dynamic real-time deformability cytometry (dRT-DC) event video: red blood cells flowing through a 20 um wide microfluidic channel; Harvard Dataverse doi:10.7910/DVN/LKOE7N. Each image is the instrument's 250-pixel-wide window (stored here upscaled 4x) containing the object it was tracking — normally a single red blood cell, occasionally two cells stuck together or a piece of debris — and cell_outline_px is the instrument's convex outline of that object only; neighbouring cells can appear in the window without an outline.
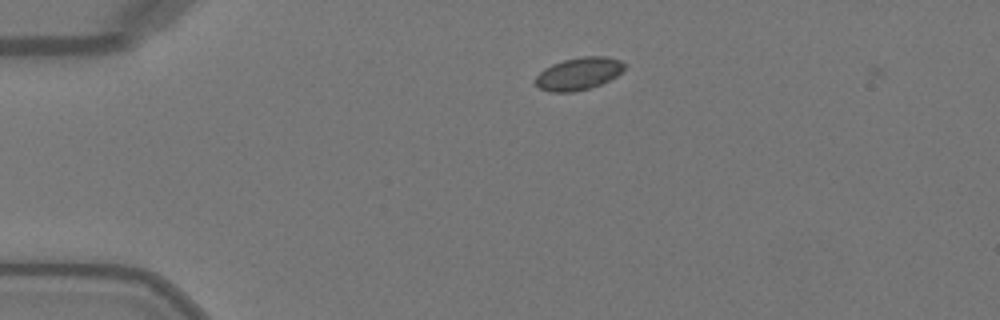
{"species": "Egyptian fruit bat (a non-hibernating species)", "species_latin": "Rousettus aegyptiacus", "temperature_condition": "warm", "stored_images_in_passage": 4, "camera_frame_rate_fps": 3000, "um_per_image_px": 0.085, "animal": {"sex": "female"}, "frame": {"image": 1, "passage_image": 2, "time_ms": 0.333, "image_size_px": [1000, 320], "cell_outline_px": [[628, 64], [616, 76], [600, 84], [588, 88], [572, 92], [552, 92], [540, 88], [536, 84], [536, 76], [544, 68], [552, 64], [564, 60], [584, 56], [608, 56], [620, 60]], "centroid_in_image_um": [49.2, 6.24], "position_along_channel_um": 35.8, "area_um2": 16.7}}